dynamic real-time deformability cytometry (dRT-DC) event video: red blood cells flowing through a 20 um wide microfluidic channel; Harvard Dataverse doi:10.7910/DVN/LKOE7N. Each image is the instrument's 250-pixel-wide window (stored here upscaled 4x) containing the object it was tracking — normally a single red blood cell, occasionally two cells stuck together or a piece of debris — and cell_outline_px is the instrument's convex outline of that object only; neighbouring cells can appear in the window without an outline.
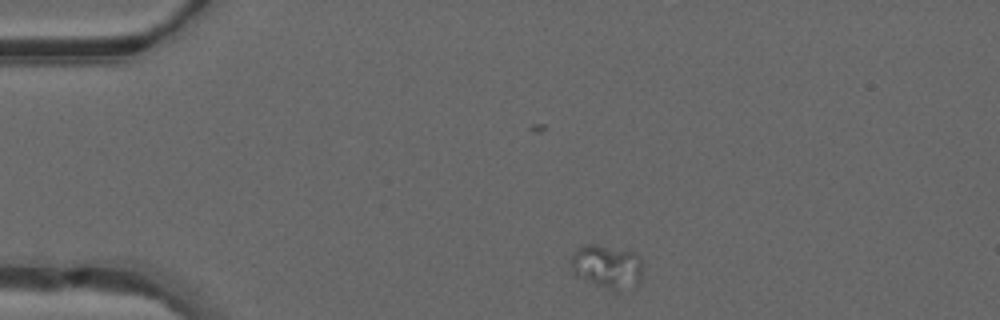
{"species": "common noctule bat (a hibernating species)", "species_latin": "Nyctalus noctula", "temperature_condition": "warm", "stored_images_in_passage": 42, "camera_frame_rate_fps": 3000, "um_per_image_px": 0.085, "animal": {"sex": "male", "forearm_length_mm": 52.5}, "frame": {"image": 1, "passage_image": 1, "time_ms": 0.0, "image_size_px": [1000, 320], "cell_outline_px": [[644, 268], [640, 280], [636, 284], [616, 292], [588, 280], [572, 272], [568, 268], [568, 260], [572, 252], [584, 244], [596, 244], [632, 252], [640, 256], [644, 264]], "centroid_in_image_um": [51.58, 22.63], "position_along_channel_um": 33.4, "area_um2": 18.5}}
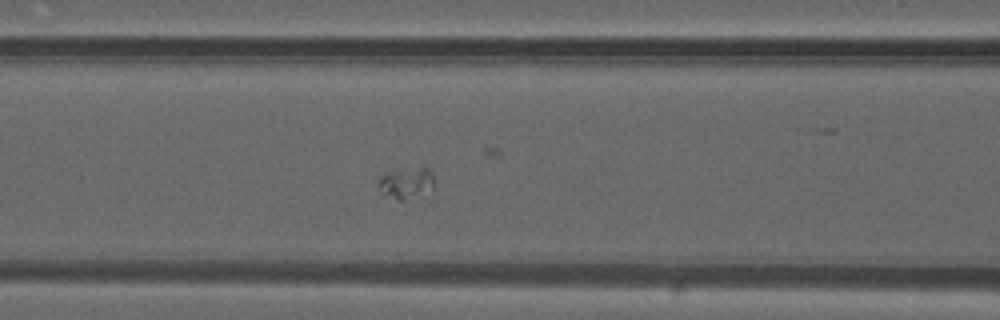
{"frame": {"image": 2, "passage_image": 12, "time_ms": 3.667, "image_size_px": [1000, 320], "cell_outline_px": [[432, 188], [404, 200], [400, 200], [380, 196], [376, 184], [380, 176], [384, 172], [420, 168], [428, 168], [432, 172]], "centroid_in_image_um": [34.39, 15.57], "position_along_channel_um": 132.2, "area_um2": 10.06}}
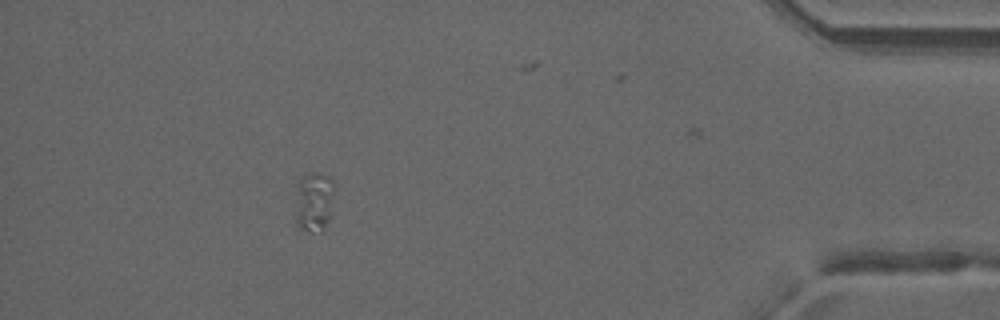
{"frame": {"image": 3, "passage_image": 36, "time_ms": 11.667, "image_size_px": [1000, 320], "cell_outline_px": [[336, 188], [328, 220], [324, 228], [312, 232], [296, 228], [296, 180], [312, 172], [320, 172], [328, 176], [336, 184]], "centroid_in_image_um": [26.69, 17.09], "position_along_channel_um": 408.5, "area_um2": 14.05}}